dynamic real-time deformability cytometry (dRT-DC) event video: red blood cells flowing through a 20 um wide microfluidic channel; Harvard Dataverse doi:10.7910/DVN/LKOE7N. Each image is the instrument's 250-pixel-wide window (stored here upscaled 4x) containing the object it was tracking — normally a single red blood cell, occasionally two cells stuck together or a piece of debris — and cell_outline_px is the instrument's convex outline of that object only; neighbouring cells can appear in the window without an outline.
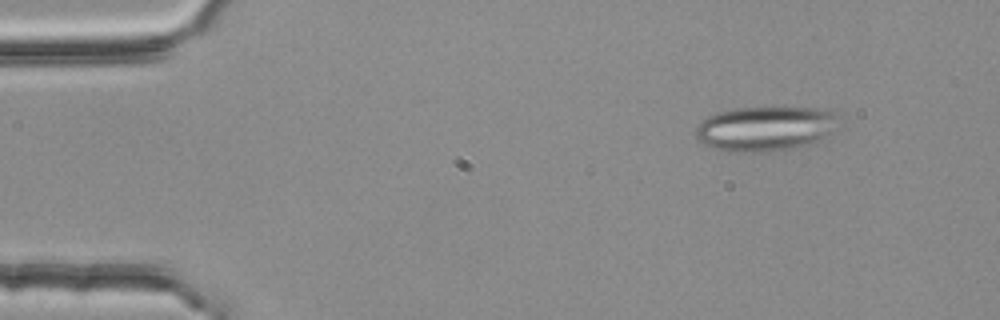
{"species": "common noctule bat (a hibernating species)", "species_latin": "Nyctalus noctula", "temperature_condition": "room temperature", "stored_images_in_passage": 4, "camera_frame_rate_fps": 3000, "um_per_image_px": 0.085, "animal": {"sex": "female", "body_mass_g": 25.1}, "frame": {"image": 1, "passage_image": 2, "time_ms": 0.333, "image_size_px": [1000, 320], "cell_outline_px": [[832, 132], [808, 144], [788, 148], [752, 152], [736, 152], [712, 148], [704, 144], [696, 136], [696, 128], [708, 116], [716, 112], [732, 108], [784, 104], [824, 108], [832, 112]], "centroid_in_image_um": [64.99, 10.85], "position_along_channel_um": 20.0, "area_um2": 37.45}}